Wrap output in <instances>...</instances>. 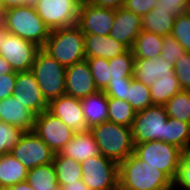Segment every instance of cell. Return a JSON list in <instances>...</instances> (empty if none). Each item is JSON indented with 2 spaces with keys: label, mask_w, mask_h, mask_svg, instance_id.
I'll return each instance as SVG.
<instances>
[{
  "label": "cell",
  "mask_w": 190,
  "mask_h": 190,
  "mask_svg": "<svg viewBox=\"0 0 190 190\" xmlns=\"http://www.w3.org/2000/svg\"><path fill=\"white\" fill-rule=\"evenodd\" d=\"M119 190H166L173 181L135 153L118 164Z\"/></svg>",
  "instance_id": "6da1fadb"
},
{
  "label": "cell",
  "mask_w": 190,
  "mask_h": 190,
  "mask_svg": "<svg viewBox=\"0 0 190 190\" xmlns=\"http://www.w3.org/2000/svg\"><path fill=\"white\" fill-rule=\"evenodd\" d=\"M99 147L100 153L110 160L120 163L134 153L131 127L105 121L89 129Z\"/></svg>",
  "instance_id": "7a4b0ae2"
},
{
  "label": "cell",
  "mask_w": 190,
  "mask_h": 190,
  "mask_svg": "<svg viewBox=\"0 0 190 190\" xmlns=\"http://www.w3.org/2000/svg\"><path fill=\"white\" fill-rule=\"evenodd\" d=\"M42 49L64 67L86 59L84 34L77 25L51 30Z\"/></svg>",
  "instance_id": "3957f363"
},
{
  "label": "cell",
  "mask_w": 190,
  "mask_h": 190,
  "mask_svg": "<svg viewBox=\"0 0 190 190\" xmlns=\"http://www.w3.org/2000/svg\"><path fill=\"white\" fill-rule=\"evenodd\" d=\"M5 28L8 33L35 43L40 48L45 45L50 30L32 6H19L4 12Z\"/></svg>",
  "instance_id": "277c9868"
},
{
  "label": "cell",
  "mask_w": 190,
  "mask_h": 190,
  "mask_svg": "<svg viewBox=\"0 0 190 190\" xmlns=\"http://www.w3.org/2000/svg\"><path fill=\"white\" fill-rule=\"evenodd\" d=\"M31 71L48 103L65 94L66 67L42 48L36 54Z\"/></svg>",
  "instance_id": "5b68a950"
},
{
  "label": "cell",
  "mask_w": 190,
  "mask_h": 190,
  "mask_svg": "<svg viewBox=\"0 0 190 190\" xmlns=\"http://www.w3.org/2000/svg\"><path fill=\"white\" fill-rule=\"evenodd\" d=\"M181 149L162 141L135 144L134 153L153 168L164 172L174 181L181 162Z\"/></svg>",
  "instance_id": "8992f818"
},
{
  "label": "cell",
  "mask_w": 190,
  "mask_h": 190,
  "mask_svg": "<svg viewBox=\"0 0 190 190\" xmlns=\"http://www.w3.org/2000/svg\"><path fill=\"white\" fill-rule=\"evenodd\" d=\"M81 180L90 190H119L118 163L102 154L80 163Z\"/></svg>",
  "instance_id": "52a82bcc"
},
{
  "label": "cell",
  "mask_w": 190,
  "mask_h": 190,
  "mask_svg": "<svg viewBox=\"0 0 190 190\" xmlns=\"http://www.w3.org/2000/svg\"><path fill=\"white\" fill-rule=\"evenodd\" d=\"M168 117L164 105H152L136 112L131 126L134 144L154 140L165 142Z\"/></svg>",
  "instance_id": "ba28073f"
},
{
  "label": "cell",
  "mask_w": 190,
  "mask_h": 190,
  "mask_svg": "<svg viewBox=\"0 0 190 190\" xmlns=\"http://www.w3.org/2000/svg\"><path fill=\"white\" fill-rule=\"evenodd\" d=\"M82 0H38L35 10L49 30L77 25Z\"/></svg>",
  "instance_id": "9c48e42d"
},
{
  "label": "cell",
  "mask_w": 190,
  "mask_h": 190,
  "mask_svg": "<svg viewBox=\"0 0 190 190\" xmlns=\"http://www.w3.org/2000/svg\"><path fill=\"white\" fill-rule=\"evenodd\" d=\"M10 154L28 170L52 163L55 155L52 149L33 131L25 132Z\"/></svg>",
  "instance_id": "30bf717a"
},
{
  "label": "cell",
  "mask_w": 190,
  "mask_h": 190,
  "mask_svg": "<svg viewBox=\"0 0 190 190\" xmlns=\"http://www.w3.org/2000/svg\"><path fill=\"white\" fill-rule=\"evenodd\" d=\"M33 132L38 135L54 153L59 152L76 133L48 110L35 116Z\"/></svg>",
  "instance_id": "8fae6325"
},
{
  "label": "cell",
  "mask_w": 190,
  "mask_h": 190,
  "mask_svg": "<svg viewBox=\"0 0 190 190\" xmlns=\"http://www.w3.org/2000/svg\"><path fill=\"white\" fill-rule=\"evenodd\" d=\"M40 47L33 42L7 33L0 47L2 56L15 72L30 71Z\"/></svg>",
  "instance_id": "7c38bea8"
},
{
  "label": "cell",
  "mask_w": 190,
  "mask_h": 190,
  "mask_svg": "<svg viewBox=\"0 0 190 190\" xmlns=\"http://www.w3.org/2000/svg\"><path fill=\"white\" fill-rule=\"evenodd\" d=\"M115 15L114 9L96 6L88 0L82 1L77 26L83 34L110 35Z\"/></svg>",
  "instance_id": "4fadbf2b"
},
{
  "label": "cell",
  "mask_w": 190,
  "mask_h": 190,
  "mask_svg": "<svg viewBox=\"0 0 190 190\" xmlns=\"http://www.w3.org/2000/svg\"><path fill=\"white\" fill-rule=\"evenodd\" d=\"M13 96L18 101H21L35 115H39L48 109V102L31 70L17 72Z\"/></svg>",
  "instance_id": "5bb4252c"
},
{
  "label": "cell",
  "mask_w": 190,
  "mask_h": 190,
  "mask_svg": "<svg viewBox=\"0 0 190 190\" xmlns=\"http://www.w3.org/2000/svg\"><path fill=\"white\" fill-rule=\"evenodd\" d=\"M65 80V94L78 99L99 91L86 59L66 67Z\"/></svg>",
  "instance_id": "9a60e30c"
},
{
  "label": "cell",
  "mask_w": 190,
  "mask_h": 190,
  "mask_svg": "<svg viewBox=\"0 0 190 190\" xmlns=\"http://www.w3.org/2000/svg\"><path fill=\"white\" fill-rule=\"evenodd\" d=\"M50 113L57 116L63 123L75 132L88 130L81 106V100L64 94L48 103Z\"/></svg>",
  "instance_id": "2e32d148"
},
{
  "label": "cell",
  "mask_w": 190,
  "mask_h": 190,
  "mask_svg": "<svg viewBox=\"0 0 190 190\" xmlns=\"http://www.w3.org/2000/svg\"><path fill=\"white\" fill-rule=\"evenodd\" d=\"M142 31L141 17L123 6L116 9V15L110 36L128 49H132L135 39Z\"/></svg>",
  "instance_id": "e0dca14e"
},
{
  "label": "cell",
  "mask_w": 190,
  "mask_h": 190,
  "mask_svg": "<svg viewBox=\"0 0 190 190\" xmlns=\"http://www.w3.org/2000/svg\"><path fill=\"white\" fill-rule=\"evenodd\" d=\"M35 114L14 96L0 100V121L18 127L25 132L33 131Z\"/></svg>",
  "instance_id": "ac0fdd59"
},
{
  "label": "cell",
  "mask_w": 190,
  "mask_h": 190,
  "mask_svg": "<svg viewBox=\"0 0 190 190\" xmlns=\"http://www.w3.org/2000/svg\"><path fill=\"white\" fill-rule=\"evenodd\" d=\"M174 75V66L160 56L151 59L135 58L133 78L148 87L154 84L157 79Z\"/></svg>",
  "instance_id": "d6986e66"
},
{
  "label": "cell",
  "mask_w": 190,
  "mask_h": 190,
  "mask_svg": "<svg viewBox=\"0 0 190 190\" xmlns=\"http://www.w3.org/2000/svg\"><path fill=\"white\" fill-rule=\"evenodd\" d=\"M84 50L86 58L102 57L109 60L123 54L128 48L110 35L84 34Z\"/></svg>",
  "instance_id": "ffe728a7"
},
{
  "label": "cell",
  "mask_w": 190,
  "mask_h": 190,
  "mask_svg": "<svg viewBox=\"0 0 190 190\" xmlns=\"http://www.w3.org/2000/svg\"><path fill=\"white\" fill-rule=\"evenodd\" d=\"M58 153L79 163L101 154L96 140L89 129L83 132H76L74 137Z\"/></svg>",
  "instance_id": "44dd1931"
},
{
  "label": "cell",
  "mask_w": 190,
  "mask_h": 190,
  "mask_svg": "<svg viewBox=\"0 0 190 190\" xmlns=\"http://www.w3.org/2000/svg\"><path fill=\"white\" fill-rule=\"evenodd\" d=\"M80 100L87 129L108 121V97L104 91H98Z\"/></svg>",
  "instance_id": "7402d4cb"
},
{
  "label": "cell",
  "mask_w": 190,
  "mask_h": 190,
  "mask_svg": "<svg viewBox=\"0 0 190 190\" xmlns=\"http://www.w3.org/2000/svg\"><path fill=\"white\" fill-rule=\"evenodd\" d=\"M28 169L10 153L0 156V190L27 180Z\"/></svg>",
  "instance_id": "603a6c76"
},
{
  "label": "cell",
  "mask_w": 190,
  "mask_h": 190,
  "mask_svg": "<svg viewBox=\"0 0 190 190\" xmlns=\"http://www.w3.org/2000/svg\"><path fill=\"white\" fill-rule=\"evenodd\" d=\"M176 16L168 14L164 9L154 7L145 16L141 17V27L158 35L168 36L172 32Z\"/></svg>",
  "instance_id": "cb8c5ba5"
},
{
  "label": "cell",
  "mask_w": 190,
  "mask_h": 190,
  "mask_svg": "<svg viewBox=\"0 0 190 190\" xmlns=\"http://www.w3.org/2000/svg\"><path fill=\"white\" fill-rule=\"evenodd\" d=\"M162 35L142 30L132 47L135 58L151 59L160 56L163 48Z\"/></svg>",
  "instance_id": "d4e9b609"
},
{
  "label": "cell",
  "mask_w": 190,
  "mask_h": 190,
  "mask_svg": "<svg viewBox=\"0 0 190 190\" xmlns=\"http://www.w3.org/2000/svg\"><path fill=\"white\" fill-rule=\"evenodd\" d=\"M52 163L54 164L57 182L60 186L81 180L82 169L80 163L76 160L60 155L57 152Z\"/></svg>",
  "instance_id": "484cf974"
},
{
  "label": "cell",
  "mask_w": 190,
  "mask_h": 190,
  "mask_svg": "<svg viewBox=\"0 0 190 190\" xmlns=\"http://www.w3.org/2000/svg\"><path fill=\"white\" fill-rule=\"evenodd\" d=\"M34 190L52 189L58 185L53 163L37 166L28 170L27 180Z\"/></svg>",
  "instance_id": "4316f807"
},
{
  "label": "cell",
  "mask_w": 190,
  "mask_h": 190,
  "mask_svg": "<svg viewBox=\"0 0 190 190\" xmlns=\"http://www.w3.org/2000/svg\"><path fill=\"white\" fill-rule=\"evenodd\" d=\"M181 90L176 75L164 76L162 79H157L156 82L150 86L153 105H165L168 100Z\"/></svg>",
  "instance_id": "83f0119b"
},
{
  "label": "cell",
  "mask_w": 190,
  "mask_h": 190,
  "mask_svg": "<svg viewBox=\"0 0 190 190\" xmlns=\"http://www.w3.org/2000/svg\"><path fill=\"white\" fill-rule=\"evenodd\" d=\"M165 142L181 150L190 147V123L168 117L165 126Z\"/></svg>",
  "instance_id": "f1b7e54d"
},
{
  "label": "cell",
  "mask_w": 190,
  "mask_h": 190,
  "mask_svg": "<svg viewBox=\"0 0 190 190\" xmlns=\"http://www.w3.org/2000/svg\"><path fill=\"white\" fill-rule=\"evenodd\" d=\"M136 111L126 100L108 97V121L131 127Z\"/></svg>",
  "instance_id": "f546056e"
},
{
  "label": "cell",
  "mask_w": 190,
  "mask_h": 190,
  "mask_svg": "<svg viewBox=\"0 0 190 190\" xmlns=\"http://www.w3.org/2000/svg\"><path fill=\"white\" fill-rule=\"evenodd\" d=\"M164 106L169 117L190 123V91L181 90Z\"/></svg>",
  "instance_id": "4dcf8cb0"
},
{
  "label": "cell",
  "mask_w": 190,
  "mask_h": 190,
  "mask_svg": "<svg viewBox=\"0 0 190 190\" xmlns=\"http://www.w3.org/2000/svg\"><path fill=\"white\" fill-rule=\"evenodd\" d=\"M111 79L133 78L135 57L131 49L108 60Z\"/></svg>",
  "instance_id": "1f68e13d"
},
{
  "label": "cell",
  "mask_w": 190,
  "mask_h": 190,
  "mask_svg": "<svg viewBox=\"0 0 190 190\" xmlns=\"http://www.w3.org/2000/svg\"><path fill=\"white\" fill-rule=\"evenodd\" d=\"M127 101L136 112L152 106L150 87L133 78L127 92Z\"/></svg>",
  "instance_id": "d6a6232c"
},
{
  "label": "cell",
  "mask_w": 190,
  "mask_h": 190,
  "mask_svg": "<svg viewBox=\"0 0 190 190\" xmlns=\"http://www.w3.org/2000/svg\"><path fill=\"white\" fill-rule=\"evenodd\" d=\"M94 82L99 91H103L109 84L110 68L108 59L102 57L86 58Z\"/></svg>",
  "instance_id": "836d02e7"
},
{
  "label": "cell",
  "mask_w": 190,
  "mask_h": 190,
  "mask_svg": "<svg viewBox=\"0 0 190 190\" xmlns=\"http://www.w3.org/2000/svg\"><path fill=\"white\" fill-rule=\"evenodd\" d=\"M24 133V130L0 121V156L10 153Z\"/></svg>",
  "instance_id": "e575fe53"
},
{
  "label": "cell",
  "mask_w": 190,
  "mask_h": 190,
  "mask_svg": "<svg viewBox=\"0 0 190 190\" xmlns=\"http://www.w3.org/2000/svg\"><path fill=\"white\" fill-rule=\"evenodd\" d=\"M170 35L177 40L185 52L190 53V15L187 12L176 16Z\"/></svg>",
  "instance_id": "d590c367"
},
{
  "label": "cell",
  "mask_w": 190,
  "mask_h": 190,
  "mask_svg": "<svg viewBox=\"0 0 190 190\" xmlns=\"http://www.w3.org/2000/svg\"><path fill=\"white\" fill-rule=\"evenodd\" d=\"M182 190H190V147L181 151V162L173 186Z\"/></svg>",
  "instance_id": "8d00e7d4"
},
{
  "label": "cell",
  "mask_w": 190,
  "mask_h": 190,
  "mask_svg": "<svg viewBox=\"0 0 190 190\" xmlns=\"http://www.w3.org/2000/svg\"><path fill=\"white\" fill-rule=\"evenodd\" d=\"M183 53H185V50L173 36L168 35L163 37L161 58H164L169 64L175 66L176 60H179Z\"/></svg>",
  "instance_id": "74e56055"
},
{
  "label": "cell",
  "mask_w": 190,
  "mask_h": 190,
  "mask_svg": "<svg viewBox=\"0 0 190 190\" xmlns=\"http://www.w3.org/2000/svg\"><path fill=\"white\" fill-rule=\"evenodd\" d=\"M174 73L182 90L190 91V53L185 52L176 60Z\"/></svg>",
  "instance_id": "f35d334b"
},
{
  "label": "cell",
  "mask_w": 190,
  "mask_h": 190,
  "mask_svg": "<svg viewBox=\"0 0 190 190\" xmlns=\"http://www.w3.org/2000/svg\"><path fill=\"white\" fill-rule=\"evenodd\" d=\"M133 78L110 79L108 86L103 90L107 97H114L127 101V92Z\"/></svg>",
  "instance_id": "ab89813d"
},
{
  "label": "cell",
  "mask_w": 190,
  "mask_h": 190,
  "mask_svg": "<svg viewBox=\"0 0 190 190\" xmlns=\"http://www.w3.org/2000/svg\"><path fill=\"white\" fill-rule=\"evenodd\" d=\"M189 0H157L156 9H164L174 16L184 15L188 9Z\"/></svg>",
  "instance_id": "60d3db41"
},
{
  "label": "cell",
  "mask_w": 190,
  "mask_h": 190,
  "mask_svg": "<svg viewBox=\"0 0 190 190\" xmlns=\"http://www.w3.org/2000/svg\"><path fill=\"white\" fill-rule=\"evenodd\" d=\"M157 4V0H125L123 7L143 17Z\"/></svg>",
  "instance_id": "b9f144b4"
},
{
  "label": "cell",
  "mask_w": 190,
  "mask_h": 190,
  "mask_svg": "<svg viewBox=\"0 0 190 190\" xmlns=\"http://www.w3.org/2000/svg\"><path fill=\"white\" fill-rule=\"evenodd\" d=\"M16 77L17 72L0 75V100L8 98L14 94Z\"/></svg>",
  "instance_id": "7bdbcfd3"
},
{
  "label": "cell",
  "mask_w": 190,
  "mask_h": 190,
  "mask_svg": "<svg viewBox=\"0 0 190 190\" xmlns=\"http://www.w3.org/2000/svg\"><path fill=\"white\" fill-rule=\"evenodd\" d=\"M88 1L96 6L111 8L116 10L124 5L125 0H88Z\"/></svg>",
  "instance_id": "ee69618b"
},
{
  "label": "cell",
  "mask_w": 190,
  "mask_h": 190,
  "mask_svg": "<svg viewBox=\"0 0 190 190\" xmlns=\"http://www.w3.org/2000/svg\"><path fill=\"white\" fill-rule=\"evenodd\" d=\"M4 9H9L13 7H19V6H32L35 7V5L38 3V0H2Z\"/></svg>",
  "instance_id": "f6af8a7d"
},
{
  "label": "cell",
  "mask_w": 190,
  "mask_h": 190,
  "mask_svg": "<svg viewBox=\"0 0 190 190\" xmlns=\"http://www.w3.org/2000/svg\"><path fill=\"white\" fill-rule=\"evenodd\" d=\"M62 190H90L82 180L61 186Z\"/></svg>",
  "instance_id": "bcb514c9"
},
{
  "label": "cell",
  "mask_w": 190,
  "mask_h": 190,
  "mask_svg": "<svg viewBox=\"0 0 190 190\" xmlns=\"http://www.w3.org/2000/svg\"><path fill=\"white\" fill-rule=\"evenodd\" d=\"M11 72L15 71H13L11 65L2 56H0V75Z\"/></svg>",
  "instance_id": "7dc6e473"
},
{
  "label": "cell",
  "mask_w": 190,
  "mask_h": 190,
  "mask_svg": "<svg viewBox=\"0 0 190 190\" xmlns=\"http://www.w3.org/2000/svg\"><path fill=\"white\" fill-rule=\"evenodd\" d=\"M5 190H34L27 181L19 182Z\"/></svg>",
  "instance_id": "c3c4849f"
},
{
  "label": "cell",
  "mask_w": 190,
  "mask_h": 190,
  "mask_svg": "<svg viewBox=\"0 0 190 190\" xmlns=\"http://www.w3.org/2000/svg\"><path fill=\"white\" fill-rule=\"evenodd\" d=\"M8 31L5 28L3 21H0V47L3 45L4 38L6 37Z\"/></svg>",
  "instance_id": "681fc988"
},
{
  "label": "cell",
  "mask_w": 190,
  "mask_h": 190,
  "mask_svg": "<svg viewBox=\"0 0 190 190\" xmlns=\"http://www.w3.org/2000/svg\"><path fill=\"white\" fill-rule=\"evenodd\" d=\"M4 12H5V9H4L3 3H2V0H0V21L4 20Z\"/></svg>",
  "instance_id": "f907efd6"
},
{
  "label": "cell",
  "mask_w": 190,
  "mask_h": 190,
  "mask_svg": "<svg viewBox=\"0 0 190 190\" xmlns=\"http://www.w3.org/2000/svg\"><path fill=\"white\" fill-rule=\"evenodd\" d=\"M44 190H62L61 186L58 184L56 187L52 189H44Z\"/></svg>",
  "instance_id": "816d5d0a"
},
{
  "label": "cell",
  "mask_w": 190,
  "mask_h": 190,
  "mask_svg": "<svg viewBox=\"0 0 190 190\" xmlns=\"http://www.w3.org/2000/svg\"><path fill=\"white\" fill-rule=\"evenodd\" d=\"M166 190H176V187L172 186V187H170L169 189H166Z\"/></svg>",
  "instance_id": "f5cc1de1"
}]
</instances>
